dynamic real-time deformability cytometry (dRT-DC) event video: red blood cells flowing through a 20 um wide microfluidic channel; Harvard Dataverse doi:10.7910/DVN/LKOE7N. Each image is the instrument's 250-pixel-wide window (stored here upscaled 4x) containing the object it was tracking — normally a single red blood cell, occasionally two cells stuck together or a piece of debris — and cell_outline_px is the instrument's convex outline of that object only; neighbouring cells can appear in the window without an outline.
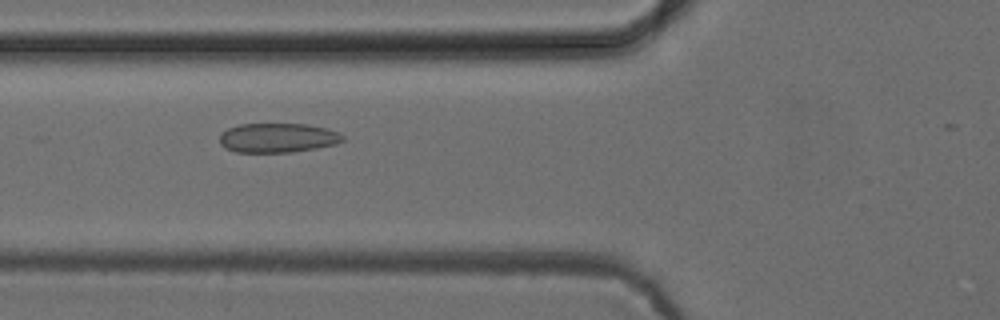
{"species": "common noctule bat (a hibernating species)", "species_latin": "Nyctalus noctula", "temperature_condition": "cold", "stored_images_in_passage": 40, "camera_frame_rate_fps": 3000, "um_per_image_px": 0.085, "animal": {"sex": "female", "body_mass_g": 24.6, "forearm_length_mm": 56.2}, "frame": {"image": 1, "passage_image": 14, "time_ms": 4.333, "image_size_px": [1000, 320], "cell_outline_px": [[344, 140], [336, 144], [316, 148], [292, 152], [236, 152], [224, 148], [220, 144], [220, 132], [228, 128], [240, 124], [308, 124], [328, 128], [344, 136]], "centroid_in_image_um": [23.59, 11.71], "position_along_channel_um": 102.2, "area_um2": 21.21}}
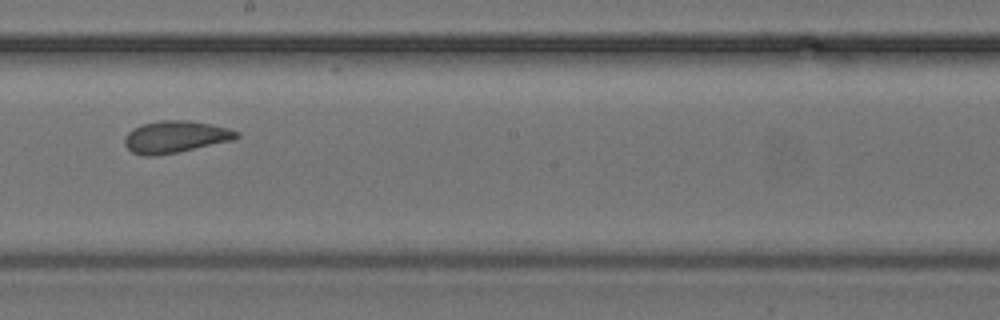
{"frame": {"image": 2, "passage_image": 24, "time_ms": 7.667, "image_size_px": [1000, 320], "cell_outline_px": [[240, 136], [232, 140], [176, 152], [156, 156], [144, 156], [132, 152], [124, 144], [124, 140], [128, 132], [132, 128], [144, 124], [160, 120], [188, 120], [212, 124], [228, 128], [240, 132]], "centroid_in_image_um": [14.9, 11.62], "position_along_channel_um": 233.3, "area_um2": 20.75}}
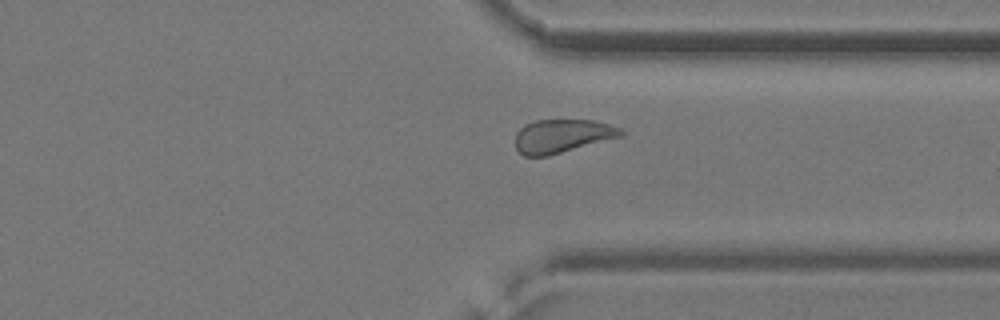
{"frame": {"image": 3, "passage_image": 34, "time_ms": 11.0, "image_size_px": [1000, 320], "cell_outline_px": [[624, 136], [548, 156], [524, 156], [516, 148], [516, 132], [524, 124], [536, 120], [592, 120], [608, 124], [620, 128], [624, 132]], "centroid_in_image_um": [47.79, 11.56], "position_along_channel_um": 363.6, "area_um2": 20.69}}